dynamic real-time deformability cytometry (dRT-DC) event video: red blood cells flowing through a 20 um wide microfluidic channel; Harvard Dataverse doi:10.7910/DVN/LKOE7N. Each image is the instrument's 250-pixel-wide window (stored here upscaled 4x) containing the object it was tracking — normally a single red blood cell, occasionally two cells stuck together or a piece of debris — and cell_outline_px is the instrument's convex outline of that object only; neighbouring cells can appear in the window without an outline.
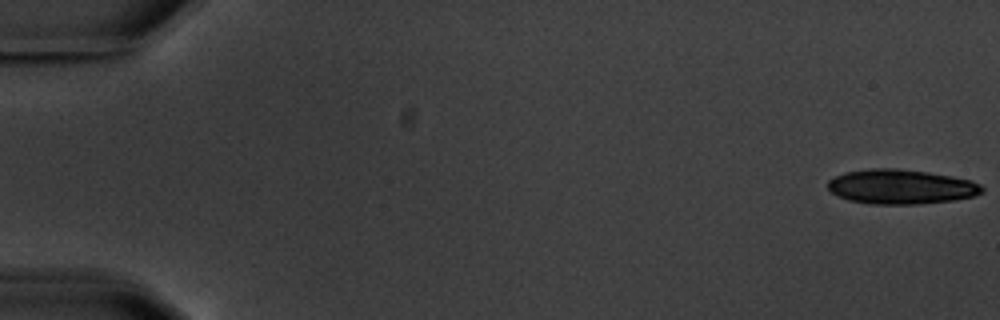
{"species": "common noctule bat (a hibernating species)", "species_latin": "Nyctalus noctula", "temperature_condition": "warm", "stored_images_in_passage": 4, "camera_frame_rate_fps": 3000, "um_per_image_px": 0.085, "animal": {"sex": "male", "body_mass_g": 20.1, "forearm_length_mm": 53.5}, "frame": {"image": 1, "passage_image": 1, "time_ms": 0.0, "image_size_px": [1000, 320], "cell_outline_px": [[984, 192], [972, 196], [952, 200], [920, 204], [868, 204], [848, 200], [828, 192], [828, 180], [844, 172], [872, 168], [896, 168], [928, 172], [952, 176], [972, 180], [980, 184], [984, 188]], "centroid_in_image_um": [76.56, 15.87], "position_along_channel_um": 8.4, "area_um2": 31.33}}